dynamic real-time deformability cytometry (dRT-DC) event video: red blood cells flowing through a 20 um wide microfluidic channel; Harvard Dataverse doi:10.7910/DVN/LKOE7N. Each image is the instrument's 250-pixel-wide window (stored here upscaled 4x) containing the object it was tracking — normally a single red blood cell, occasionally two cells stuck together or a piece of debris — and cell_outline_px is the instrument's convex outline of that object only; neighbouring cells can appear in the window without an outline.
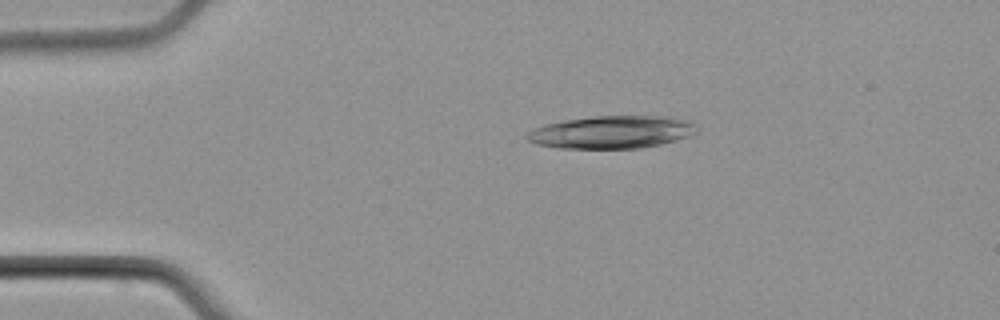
{"species": "common noctule bat (a hibernating species)", "species_latin": "Nyctalus noctula", "temperature_condition": "cold", "stored_images_in_passage": 49, "camera_frame_rate_fps": 3000, "um_per_image_px": 0.085, "animal": {"sex": "male", "body_mass_g": 21.5, "forearm_length_mm": 52.0}, "frame": {"image": 1, "passage_image": 10, "time_ms": 3.0, "image_size_px": [1000, 320], "cell_outline_px": [[696, 132], [688, 136], [660, 144], [640, 148], [560, 148], [536, 144], [528, 140], [524, 136], [532, 128], [544, 124], [564, 120], [596, 116], [668, 116], [684, 120], [696, 124]], "centroid_in_image_um": [51.94, 11.22], "position_along_channel_um": 33.1, "area_um2": 32.19}}